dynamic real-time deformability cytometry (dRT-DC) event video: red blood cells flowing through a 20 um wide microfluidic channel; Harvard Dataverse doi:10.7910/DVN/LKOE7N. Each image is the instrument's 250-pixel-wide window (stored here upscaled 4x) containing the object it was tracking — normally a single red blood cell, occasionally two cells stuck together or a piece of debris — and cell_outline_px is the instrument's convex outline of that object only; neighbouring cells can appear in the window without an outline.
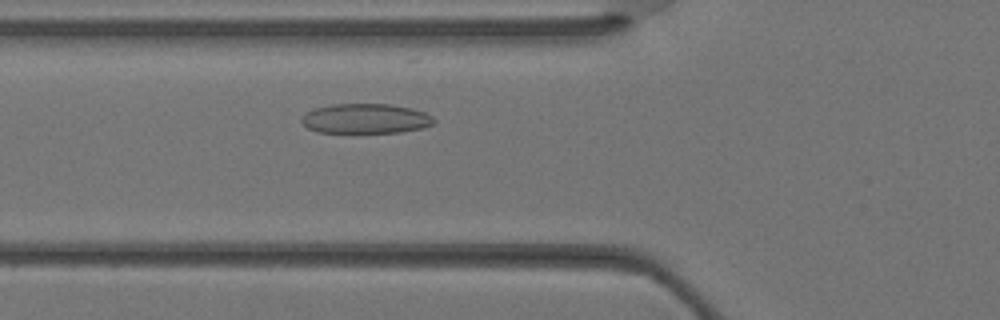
{"species": "Egyptian fruit bat (a non-hibernating species)", "species_latin": "Rousettus aegyptiacus", "temperature_condition": "warm", "stored_images_in_passage": 31, "camera_frame_rate_fps": 3000, "um_per_image_px": 0.085, "animal": {"sex": "female"}, "frame": {"image": 1, "passage_image": 8, "time_ms": 2.333, "image_size_px": [1000, 320], "cell_outline_px": [[436, 120], [432, 124], [424, 128], [400, 132], [316, 132], [308, 128], [300, 120], [312, 108], [332, 104], [388, 104], [412, 108], [424, 112], [432, 116]], "centroid_in_image_um": [31.09, 10.08], "position_along_channel_um": 94.7, "area_um2": 22.95}}
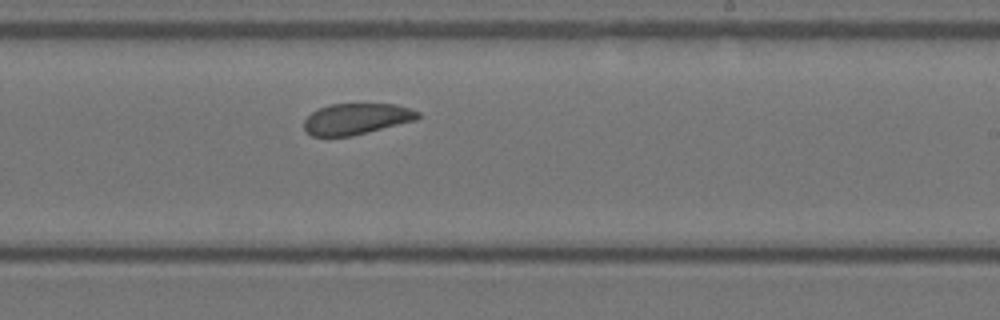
{"frame": {"image": 2, "passage_image": 17, "time_ms": 5.333, "image_size_px": [1000, 320], "cell_outline_px": [[420, 116], [416, 120], [352, 136], [312, 136], [304, 128], [304, 120], [312, 112], [320, 108], [332, 104], [396, 104], [420, 112]], "centroid_in_image_um": [30.31, 10.1], "position_along_channel_um": 258.7, "area_um2": 20.46}}
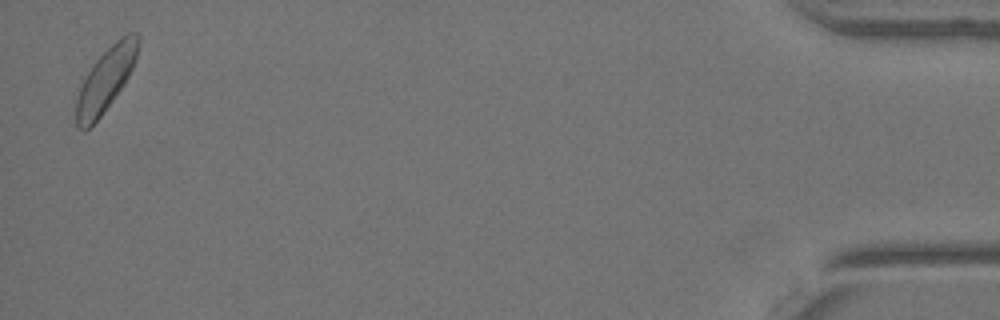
{"frame": {"image": 3, "passage_image": 31, "time_ms": 10.0, "image_size_px": [1000, 320], "cell_outline_px": [[140, 40], [136, 56], [132, 68], [124, 84], [100, 116], [84, 132], [76, 124], [76, 100], [80, 84], [84, 76], [92, 64], [120, 36], [128, 32], [140, 32]], "centroid_in_image_um": [8.98, 6.72], "position_along_channel_um": 426.2, "area_um2": 22.77}}